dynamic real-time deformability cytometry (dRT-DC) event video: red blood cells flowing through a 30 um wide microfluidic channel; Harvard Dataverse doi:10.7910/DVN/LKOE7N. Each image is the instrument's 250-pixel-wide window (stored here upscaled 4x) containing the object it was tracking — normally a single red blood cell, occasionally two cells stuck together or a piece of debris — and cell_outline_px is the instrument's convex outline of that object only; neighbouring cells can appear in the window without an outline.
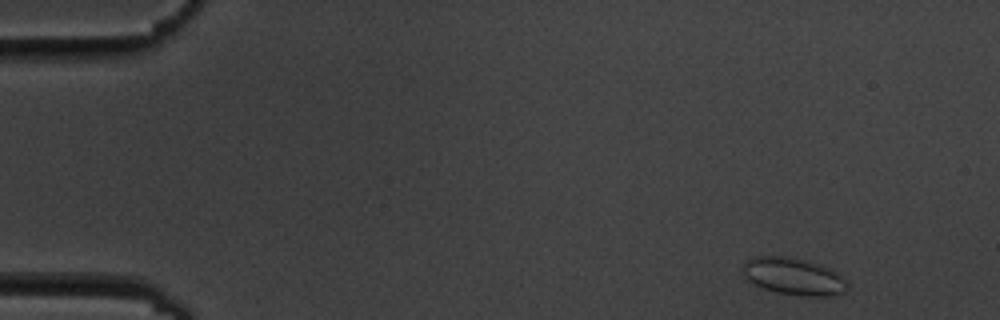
{"species": "common noctule bat (a hibernating species)", "species_latin": "Nyctalus noctula", "temperature_condition": "cold", "stored_images_in_passage": 12, "camera_frame_rate_fps": 3000, "um_per_image_px": 0.085, "animal": {"sex": "male", "body_mass_g": 19.5, "forearm_length_mm": 54.6}, "frame": {"image": 1, "passage_image": 1, "time_ms": 0.0, "image_size_px": [1000, 320], "cell_outline_px": [[848, 288], [844, 292], [836, 296], [804, 296], [776, 292], [752, 284], [744, 276], [744, 260], [756, 256], [784, 256], [804, 260], [820, 264], [836, 272], [848, 284]], "centroid_in_image_um": [67.45, 23.5], "position_along_channel_um": 17.6, "area_um2": 22.6}}
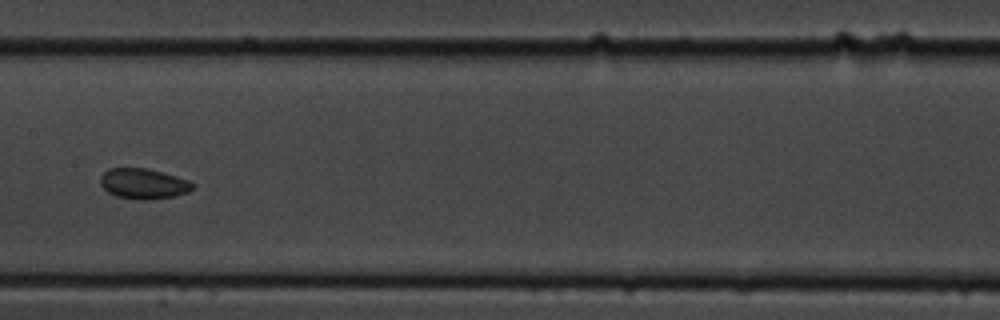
{"frame": {"image": 2, "passage_image": 7, "time_ms": 8.0, "image_size_px": [1000, 320], "cell_outline_px": [[196, 184], [188, 192], [172, 196], [144, 200], [140, 200], [116, 196], [108, 192], [100, 184], [100, 176], [108, 168], [148, 168], [176, 176], [188, 180]], "centroid_in_image_um": [12.17, 15.6], "position_along_channel_um": 195.2, "area_um2": 16.3}}
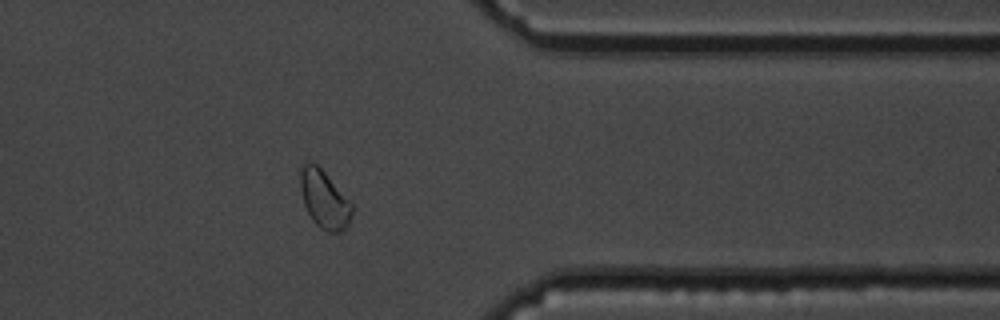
{"frame": {"image": 3, "passage_image": 12, "time_ms": 13.667, "image_size_px": [1000, 320], "cell_outline_px": [[352, 212], [348, 224], [340, 232], [328, 232], [320, 228], [312, 220], [304, 204], [300, 188], [300, 168], [308, 160], [312, 160], [324, 172], [352, 204]], "centroid_in_image_um": [27.53, 16.93], "position_along_channel_um": 383.9, "area_um2": 17.22}, "authors_computed_cell_mechanics": {"area_um2": 16.7909, "velocity_mm_per_s": 3.5073, "shape_relaxation_time_tau1_ms": 2.8627, "shape_relaxation_time_tau2_ms": 1.3566, "deformation_change_tau1": 0.0336, "deformation_change_tau2": 0.0419}}